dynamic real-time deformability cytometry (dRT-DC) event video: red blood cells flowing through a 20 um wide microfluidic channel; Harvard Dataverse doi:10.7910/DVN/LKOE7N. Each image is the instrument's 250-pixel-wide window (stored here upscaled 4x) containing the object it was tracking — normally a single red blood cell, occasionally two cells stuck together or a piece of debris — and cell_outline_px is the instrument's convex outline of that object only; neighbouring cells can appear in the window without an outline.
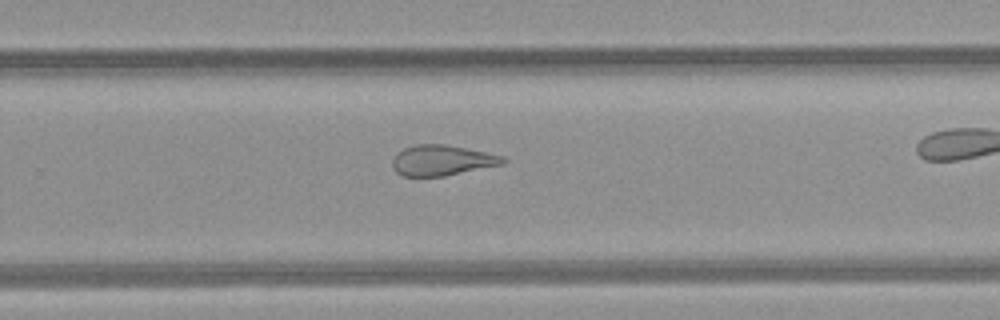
{"species": "common noctule bat (a hibernating species)", "species_latin": "Nyctalus noctula", "temperature_condition": "room temperature", "stored_images_in_passage": 26, "camera_frame_rate_fps": 3000, "um_per_image_px": 0.085, "animal": {"sex": "female", "body_mass_g": 21.9}, "frame": {"image": 1, "passage_image": 19, "time_ms": 6.0, "image_size_px": [1000, 320], "cell_outline_px": [[508, 160], [504, 164], [444, 176], [400, 176], [392, 168], [392, 160], [404, 148], [416, 144], [444, 144], [504, 156]], "centroid_in_image_um": [37.57, 13.64], "position_along_channel_um": 292.2, "area_um2": 19.54}}
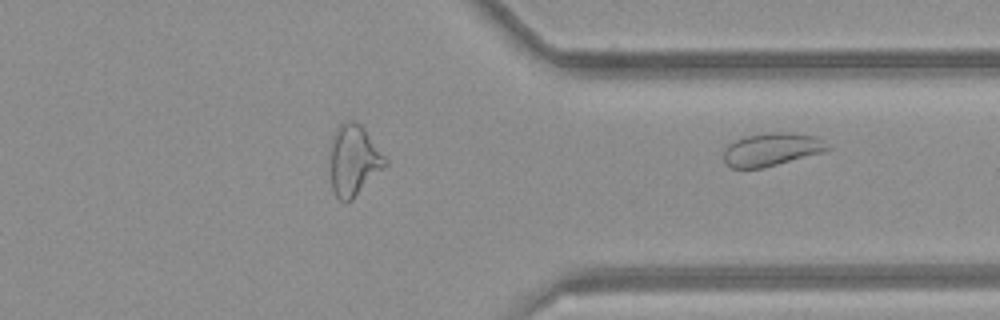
{"frame": {"image": 2, "passage_image": 26, "time_ms": 8.333, "image_size_px": [1000, 320], "cell_outline_px": [[832, 148], [824, 152], [764, 168], [732, 168], [724, 164], [724, 148], [728, 144], [744, 136], [768, 132], [788, 132], [816, 136], [824, 140]], "centroid_in_image_um": [65.6, 12.7], "position_along_channel_um": 345.8, "area_um2": 20.35}}